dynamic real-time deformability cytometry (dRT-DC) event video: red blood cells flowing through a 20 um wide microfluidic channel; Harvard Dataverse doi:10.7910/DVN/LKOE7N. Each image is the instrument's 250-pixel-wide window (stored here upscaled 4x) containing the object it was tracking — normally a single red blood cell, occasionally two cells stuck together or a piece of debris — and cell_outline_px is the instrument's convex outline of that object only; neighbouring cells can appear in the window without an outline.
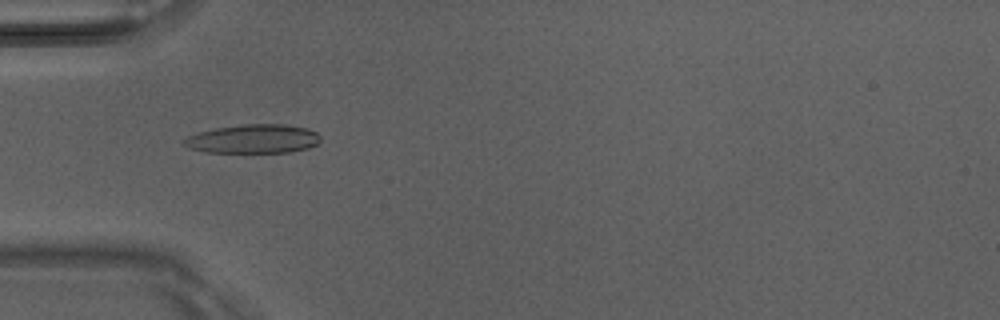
{"species": "Egyptian fruit bat (a non-hibernating species)", "species_latin": "Rousettus aegyptiacus", "temperature_condition": "room temperature", "stored_images_in_passage": 48, "camera_frame_rate_fps": 3000, "um_per_image_px": 0.085, "animal": {"sex": "male"}, "frame": {"image": 1, "passage_image": 14, "time_ms": 4.333, "image_size_px": [1000, 320], "cell_outline_px": [[320, 140], [316, 144], [308, 148], [288, 152], [208, 152], [188, 148], [184, 144], [184, 140], [188, 136], [200, 132], [216, 128], [244, 124], [288, 124], [308, 128], [316, 132], [320, 136]], "centroid_in_image_um": [21.56, 11.8], "position_along_channel_um": 63.4, "area_um2": 22.83}}
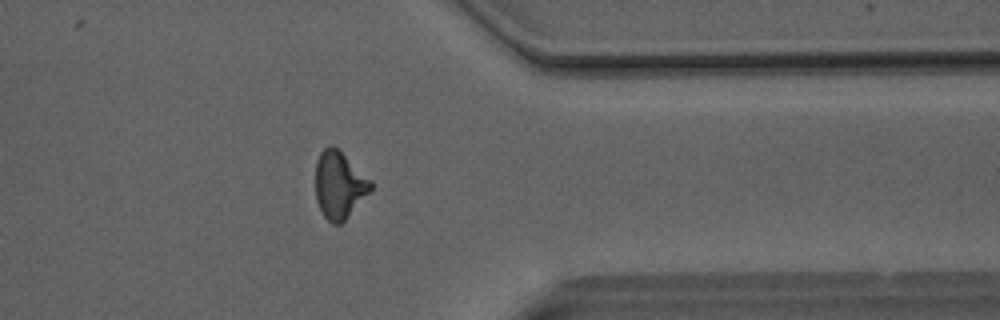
{"frame": {"image": 2, "passage_image": 38, "time_ms": 12.333, "image_size_px": [1000, 320], "cell_outline_px": [[372, 188], [344, 220], [340, 224], [332, 224], [324, 216], [316, 200], [316, 160], [320, 152], [328, 144], [332, 144], [372, 180]], "centroid_in_image_um": [28.81, 15.69], "position_along_channel_um": 382.6, "area_um2": 21.33}}
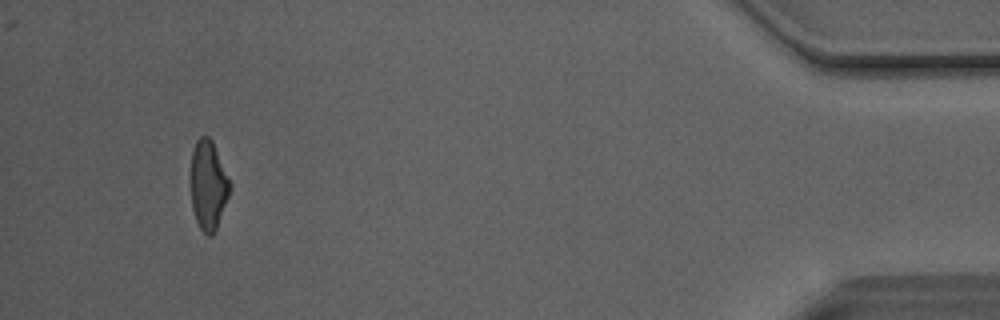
{"frame": {"image": 3, "passage_image": 45, "time_ms": 14.667, "image_size_px": [1000, 320], "cell_outline_px": [[232, 184], [228, 196], [216, 228], [212, 236], [208, 236], [200, 228], [196, 220], [192, 208], [192, 152], [196, 140], [200, 136], [208, 136], [212, 140]], "centroid_in_image_um": [17.72, 15.72], "position_along_channel_um": 417.5, "area_um2": 20.0}, "authors_computed_cell_mechanics": {"area_um2": 21.386, "velocity_mm_per_s": 4.1349, "shape_relaxation_time_tau1_ms": 9.1192, "shape_relaxation_time_tau2_ms": 2.0762, "deformation_change_tau1": 0.2478, "deformation_change_tau2": 0.0879}}